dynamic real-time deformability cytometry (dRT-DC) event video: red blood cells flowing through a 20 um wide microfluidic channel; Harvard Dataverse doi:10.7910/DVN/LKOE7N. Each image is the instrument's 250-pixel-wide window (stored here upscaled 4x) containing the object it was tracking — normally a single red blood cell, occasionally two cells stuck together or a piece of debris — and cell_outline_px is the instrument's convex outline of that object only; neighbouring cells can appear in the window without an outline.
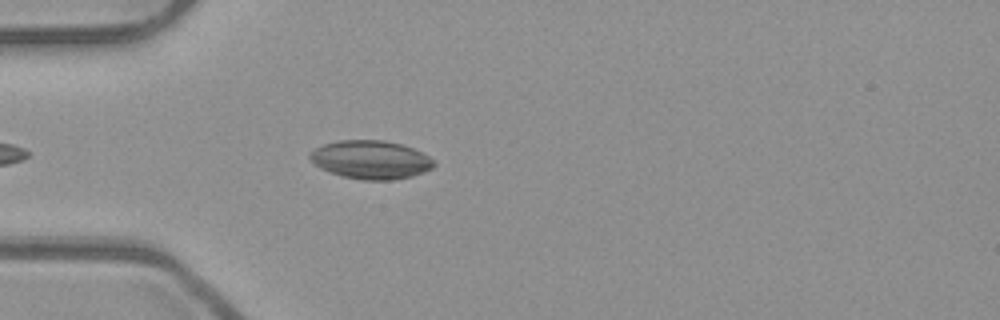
{"species": "common noctule bat (a hibernating species)", "species_latin": "Nyctalus noctula", "temperature_condition": "room temperature", "stored_images_in_passage": 27, "camera_frame_rate_fps": 3000, "um_per_image_px": 0.085, "animal": {"sex": "male", "body_mass_g": 23.1, "forearm_length_mm": 52.7}, "frame": {"image": 1, "passage_image": 5, "time_ms": 1.333, "image_size_px": [1000, 320], "cell_outline_px": [[436, 164], [432, 168], [424, 172], [412, 176], [392, 180], [360, 180], [344, 176], [320, 168], [308, 156], [308, 152], [324, 144], [340, 140], [384, 140], [400, 144], [412, 148], [428, 156]], "centroid_in_image_um": [31.51, 13.57], "position_along_channel_um": 53.5, "area_um2": 27.57}}
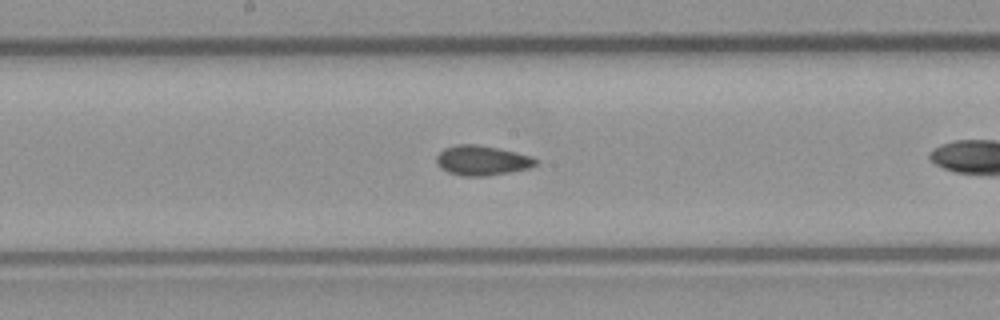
{"frame": {"image": 2, "passage_image": 14, "time_ms": 4.333, "image_size_px": [1000, 320], "cell_outline_px": [[536, 164], [528, 168], [508, 172], [484, 176], [464, 176], [448, 172], [440, 168], [436, 160], [436, 156], [444, 148], [456, 144], [476, 144], [496, 148], [532, 156], [536, 160]], "centroid_in_image_um": [40.92, 13.63], "position_along_channel_um": 207.3, "area_um2": 16.99}}
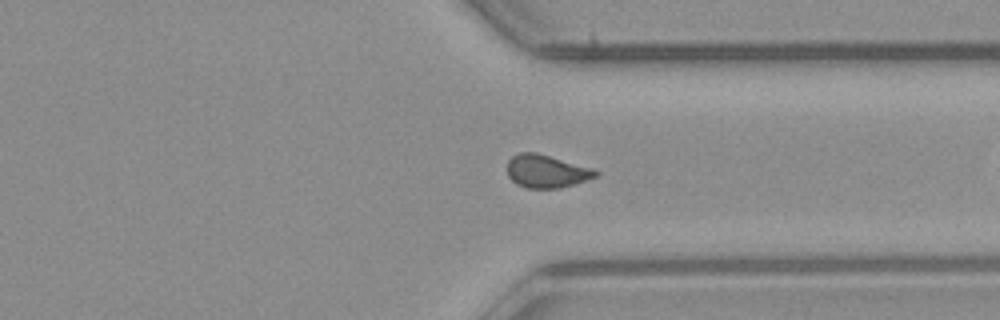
{"frame": {"image": 3, "passage_image": 26, "time_ms": 8.333, "image_size_px": [1000, 320], "cell_outline_px": [[600, 172], [596, 176], [560, 188], [528, 188], [516, 184], [508, 176], [508, 160], [512, 156], [520, 152], [536, 152], [592, 168]], "centroid_in_image_um": [46.41, 14.55], "position_along_channel_um": 365.0, "area_um2": 16.76}}